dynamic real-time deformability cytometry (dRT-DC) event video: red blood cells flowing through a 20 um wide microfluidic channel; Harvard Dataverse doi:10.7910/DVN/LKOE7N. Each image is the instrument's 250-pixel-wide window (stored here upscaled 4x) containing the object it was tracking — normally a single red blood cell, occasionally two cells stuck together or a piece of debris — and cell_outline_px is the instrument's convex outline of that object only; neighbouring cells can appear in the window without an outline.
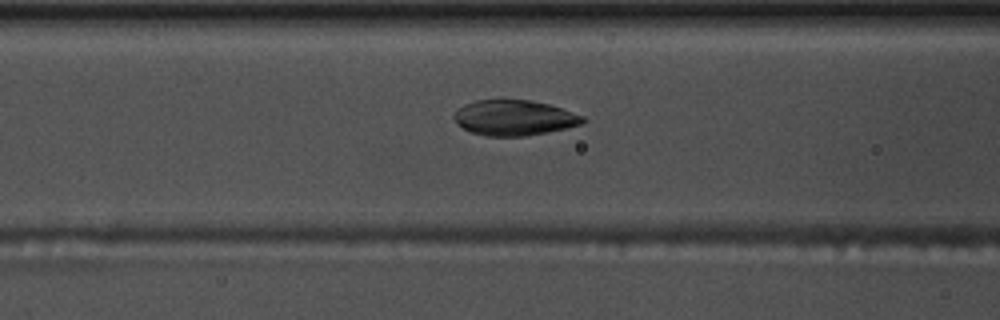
{"species": "common noctule bat (a hibernating species)", "species_latin": "Nyctalus noctula", "temperature_condition": "warm", "stored_images_in_passage": 33, "camera_frame_rate_fps": 3000, "um_per_image_px": 0.085, "animal": {"sex": "male", "body_mass_g": 17.5, "forearm_length_mm": 52.3}, "frame": {"image": 1, "passage_image": 5, "time_ms": 1.333, "image_size_px": [1000, 320], "cell_outline_px": [[588, 120], [580, 124], [548, 132], [524, 136], [484, 136], [472, 132], [464, 128], [452, 116], [464, 104], [476, 100], [528, 100], [548, 104], [584, 116]], "centroid_in_image_um": [43.72, 10.01], "position_along_channel_um": 122.9, "area_um2": 26.18}}
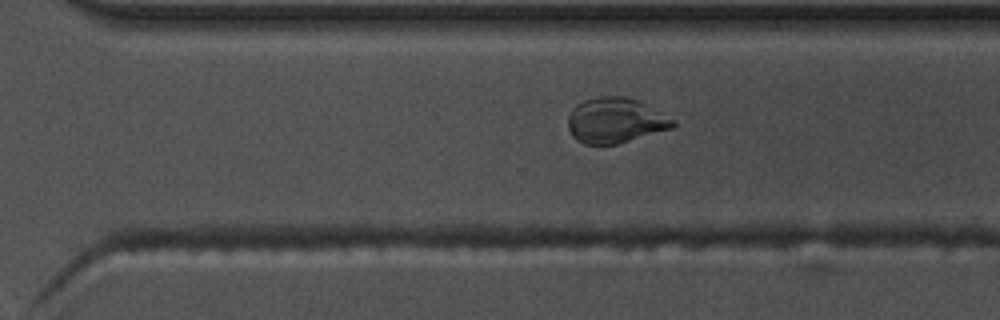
{"frame": {"image": 2, "passage_image": 21, "time_ms": 6.667, "image_size_px": [1000, 320], "cell_outline_px": [[676, 124], [672, 128], [616, 144], [584, 144], [576, 140], [572, 136], [568, 128], [568, 116], [572, 108], [576, 104], [584, 100], [600, 96], [624, 96], [636, 100], [676, 120]], "centroid_in_image_um": [52.27, 10.24], "position_along_channel_um": 318.3, "area_um2": 27.51}}
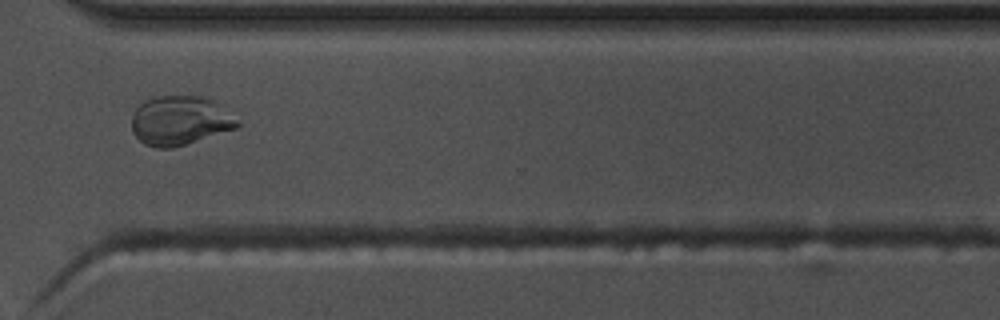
{"frame": {"image": 3, "passage_image": 24, "time_ms": 7.667, "image_size_px": [1000, 320], "cell_outline_px": [[240, 124], [236, 128], [172, 148], [156, 148], [144, 144], [132, 132], [132, 112], [144, 100], [156, 96], [204, 96], [216, 100]], "centroid_in_image_um": [15.26, 10.23], "position_along_channel_um": 355.3, "area_um2": 30.29}}